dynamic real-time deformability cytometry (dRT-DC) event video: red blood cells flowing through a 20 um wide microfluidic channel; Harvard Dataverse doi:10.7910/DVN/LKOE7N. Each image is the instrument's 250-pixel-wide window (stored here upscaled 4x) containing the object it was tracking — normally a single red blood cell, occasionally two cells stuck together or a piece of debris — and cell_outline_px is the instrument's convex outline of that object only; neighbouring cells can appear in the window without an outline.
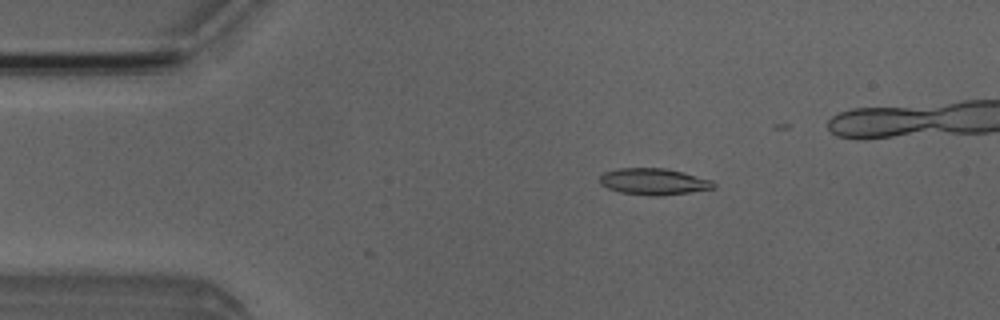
{"species": "Egyptian fruit bat (a non-hibernating species)", "species_latin": "Rousettus aegyptiacus", "temperature_condition": "room temperature", "stored_images_in_passage": 41, "camera_frame_rate_fps": 3000, "um_per_image_px": 0.085, "animal": {"sex": "male"}, "frame": {"image": 1, "passage_image": 9, "time_ms": 2.667, "image_size_px": [1000, 320], "cell_outline_px": [[716, 188], [660, 196], [648, 196], [620, 192], [608, 188], [600, 184], [600, 176], [604, 172], [616, 168], [668, 168], [684, 172], [712, 180], [716, 184]], "centroid_in_image_um": [55.57, 15.43], "position_along_channel_um": 29.4, "area_um2": 17.74}}
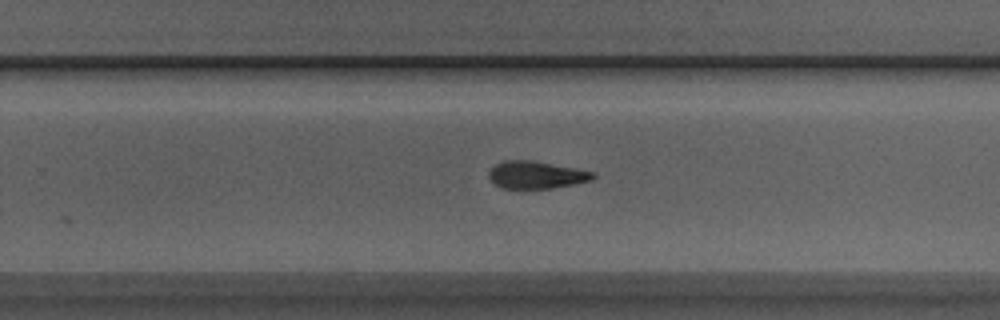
{"frame": {"image": 2, "passage_image": 32, "time_ms": 10.333, "image_size_px": [1000, 320], "cell_outline_px": [[596, 176], [592, 180], [576, 184], [552, 188], [504, 188], [496, 184], [488, 176], [488, 172], [496, 164], [504, 160], [532, 160], [596, 172]], "centroid_in_image_um": [45.62, 14.86], "position_along_channel_um": 284.2, "area_um2": 16.59}}
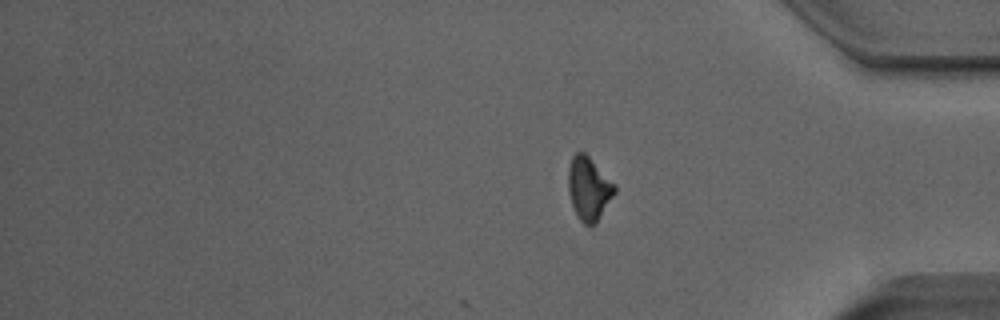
{"frame": {"image": 3, "passage_image": 41, "time_ms": 13.333, "image_size_px": [1000, 320], "cell_outline_px": [[616, 192], [596, 224], [592, 228], [584, 224], [576, 216], [568, 192], [568, 168], [572, 156], [576, 152], [584, 152], [616, 184]], "centroid_in_image_um": [50.05, 16.06], "position_along_channel_um": 385.1, "area_um2": 17.4}}